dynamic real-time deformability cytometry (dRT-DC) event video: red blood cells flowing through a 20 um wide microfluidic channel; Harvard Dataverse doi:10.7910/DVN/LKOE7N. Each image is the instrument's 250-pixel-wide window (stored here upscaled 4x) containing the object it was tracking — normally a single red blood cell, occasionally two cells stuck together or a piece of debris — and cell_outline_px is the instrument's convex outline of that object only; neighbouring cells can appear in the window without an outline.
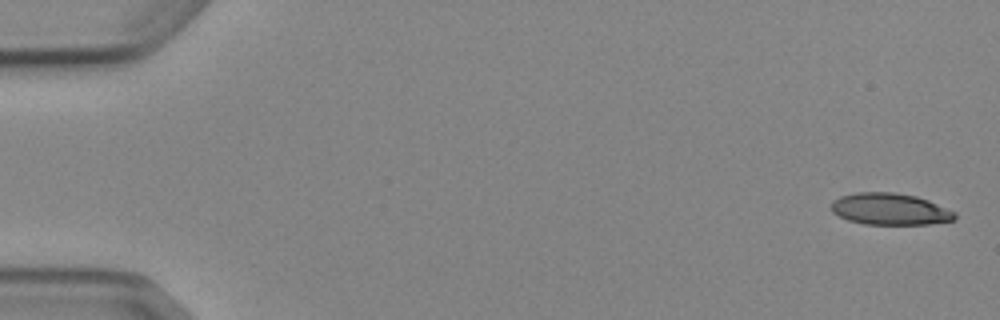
{"species": "Egyptian fruit bat (a non-hibernating species)", "species_latin": "Rousettus aegyptiacus", "temperature_condition": "cold", "stored_images_in_passage": 4, "camera_frame_rate_fps": 3000, "um_per_image_px": 0.085, "animal": {"sex": "female"}, "frame": {"image": 1, "passage_image": 1, "time_ms": 0.0, "image_size_px": [1000, 320], "cell_outline_px": [[956, 220], [928, 224], [864, 224], [848, 220], [832, 212], [832, 200], [840, 196], [856, 192], [892, 192], [916, 196], [928, 200], [956, 212]], "centroid_in_image_um": [75.65, 17.77], "position_along_channel_um": 9.3, "area_um2": 22.83}}
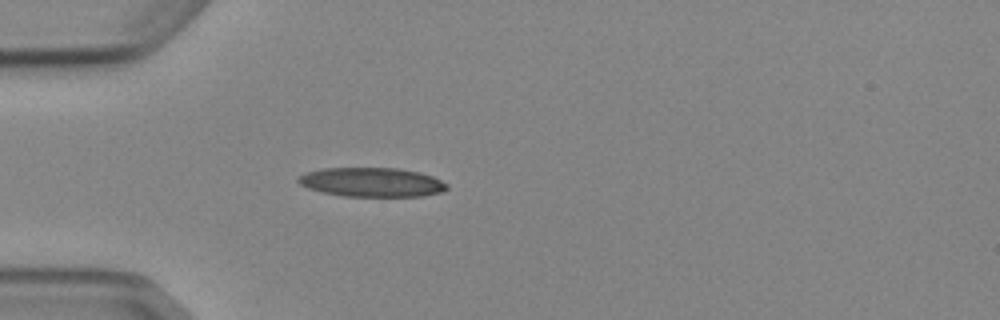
{"frame": {"image": 2, "passage_image": 4, "time_ms": 4.667, "image_size_px": [1000, 320], "cell_outline_px": [[448, 188], [440, 192], [424, 196], [344, 196], [324, 192], [308, 188], [300, 184], [296, 180], [300, 176], [308, 172], [320, 168], [400, 168], [420, 172], [432, 176], [448, 184]], "centroid_in_image_um": [31.62, 15.48], "position_along_channel_um": 53.4, "area_um2": 25.2}}